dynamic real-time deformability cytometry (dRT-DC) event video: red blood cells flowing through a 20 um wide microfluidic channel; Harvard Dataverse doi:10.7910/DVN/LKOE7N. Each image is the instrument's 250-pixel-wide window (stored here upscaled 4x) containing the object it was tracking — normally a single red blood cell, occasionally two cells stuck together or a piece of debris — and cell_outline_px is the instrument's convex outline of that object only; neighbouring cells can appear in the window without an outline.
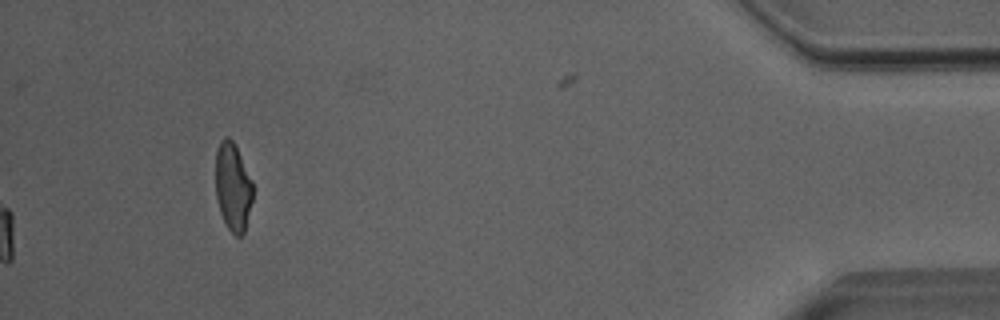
{"species": "Egyptian fruit bat (a non-hibernating species)", "species_latin": "Rousettus aegyptiacus", "temperature_condition": "room temperature", "stored_images_in_passage": 52, "camera_frame_rate_fps": 3000, "um_per_image_px": 0.085, "animal": {"sex": "male"}, "frame": {"image": 1, "passage_image": 52, "time_ms": 17.0, "image_size_px": [1000, 320], "cell_outline_px": [[252, 200], [244, 232], [240, 236], [236, 236], [228, 228], [220, 212], [216, 196], [216, 152], [220, 140], [224, 136], [228, 136], [232, 140], [252, 180]], "centroid_in_image_um": [19.78, 15.87], "position_along_channel_um": 415.4, "area_um2": 18.84}, "authors_computed_cell_mechanics": {"area_um2": 22.2241, "velocity_mm_per_s": 4.0294, "shape_relaxation_time_tau1_ms": 8.8499, "shape_relaxation_time_tau2_ms": 1.596, "deformation_change_tau1": 0.2018, "deformation_change_tau2": 0.0788}}